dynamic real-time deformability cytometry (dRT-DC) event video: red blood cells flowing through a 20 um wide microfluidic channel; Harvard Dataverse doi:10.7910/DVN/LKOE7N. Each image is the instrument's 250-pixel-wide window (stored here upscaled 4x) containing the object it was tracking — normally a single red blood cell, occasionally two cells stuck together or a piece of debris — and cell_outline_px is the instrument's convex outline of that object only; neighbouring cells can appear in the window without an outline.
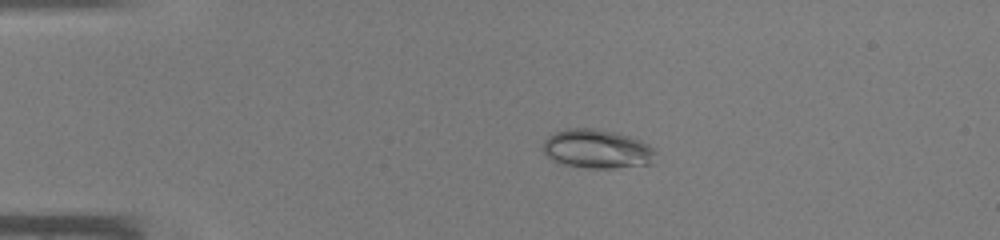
{"species": "common noctule bat (a hibernating species)", "species_latin": "Nyctalus noctula", "temperature_condition": "warm", "stored_images_in_passage": 37, "camera_frame_rate_fps": 3000, "um_per_image_px": 0.085, "animal": {"sex": "male", "body_mass_g": 19.0, "forearm_length_mm": 50.8}, "frame": {"image": 1, "passage_image": 2, "time_ms": 0.333, "image_size_px": [1000, 240], "cell_outline_px": [[656, 152], [652, 164], [612, 168], [588, 168], [564, 164], [552, 160], [544, 152], [544, 140], [548, 136], [556, 132], [568, 128], [596, 128], [616, 132], [640, 140], [648, 144]], "centroid_in_image_um": [50.76, 12.66], "position_along_channel_um": 34.2, "area_um2": 25.49}}
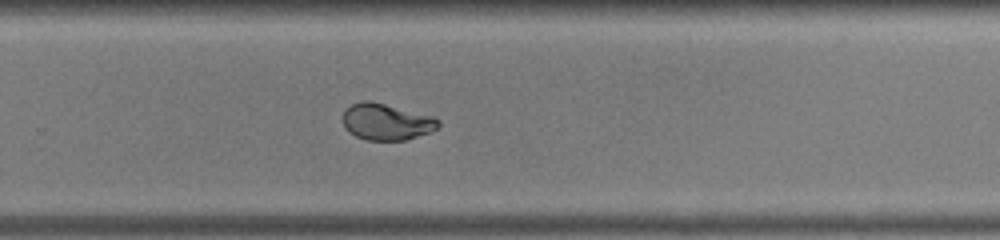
{"frame": {"image": 2, "passage_image": 23, "time_ms": 7.333, "image_size_px": [1000, 240], "cell_outline_px": [[440, 124], [436, 128], [428, 132], [404, 140], [364, 140], [348, 132], [344, 128], [344, 108], [360, 100], [368, 100], [432, 116], [440, 120]], "centroid_in_image_um": [32.79, 10.35], "position_along_channel_um": 297.0, "area_um2": 20.11}}
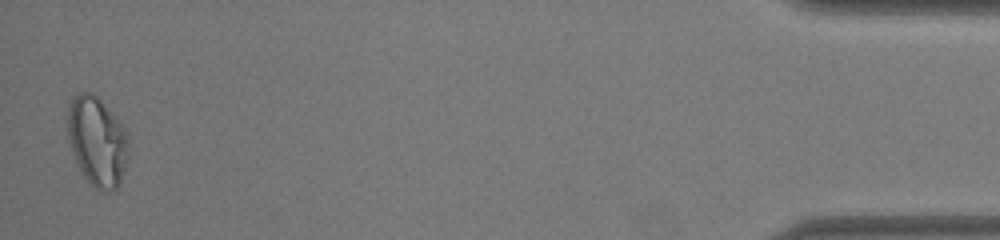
{"frame": {"image": 3, "passage_image": 37, "time_ms": 12.0, "image_size_px": [1000, 240], "cell_outline_px": [[128, 156], [120, 184], [116, 188], [96, 188], [88, 184], [80, 172], [76, 164], [68, 140], [68, 108], [72, 96], [80, 92], [92, 92], [104, 104], [120, 124], [128, 140]], "centroid_in_image_um": [8.21, 12.02], "position_along_channel_um": 427.0, "area_um2": 31.39}}